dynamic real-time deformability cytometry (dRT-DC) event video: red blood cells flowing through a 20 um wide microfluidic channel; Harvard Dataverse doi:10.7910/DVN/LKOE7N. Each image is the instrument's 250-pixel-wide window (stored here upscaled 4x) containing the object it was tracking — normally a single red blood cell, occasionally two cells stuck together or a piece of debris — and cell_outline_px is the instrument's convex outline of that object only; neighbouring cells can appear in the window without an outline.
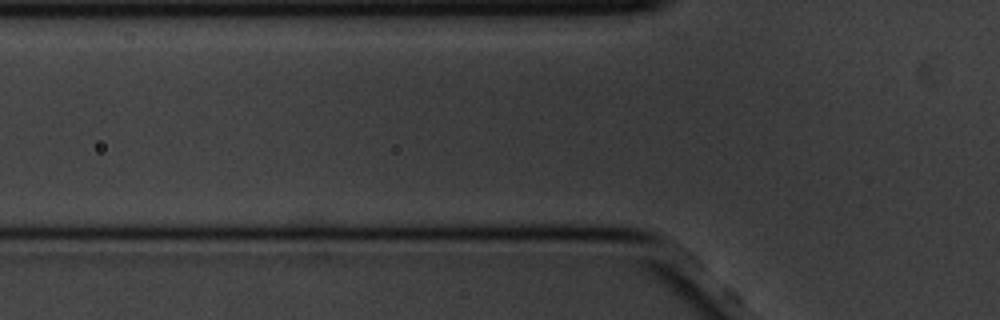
{"species": "common noctule bat (a hibernating species)", "species_latin": "Nyctalus noctula", "temperature_condition": "cold", "stored_images_in_passage": 4, "camera_frame_rate_fps": 3000, "um_per_image_px": 0.085, "animal": {"sex": "male", "body_mass_g": 20.1, "forearm_length_mm": 53.5}, "frame": {"image": 1, "passage_image": 3, "time_ms": 0.667, "image_size_px": [1000, 320], "cell_outline_px": [[600, 12], [596, 24], [592, 28], [584, 32], [484, 32], [484, 12]], "centroid_in_image_um": [45.87, 1.85], "position_along_channel_um": 79.9, "area_um2": 16.07}}